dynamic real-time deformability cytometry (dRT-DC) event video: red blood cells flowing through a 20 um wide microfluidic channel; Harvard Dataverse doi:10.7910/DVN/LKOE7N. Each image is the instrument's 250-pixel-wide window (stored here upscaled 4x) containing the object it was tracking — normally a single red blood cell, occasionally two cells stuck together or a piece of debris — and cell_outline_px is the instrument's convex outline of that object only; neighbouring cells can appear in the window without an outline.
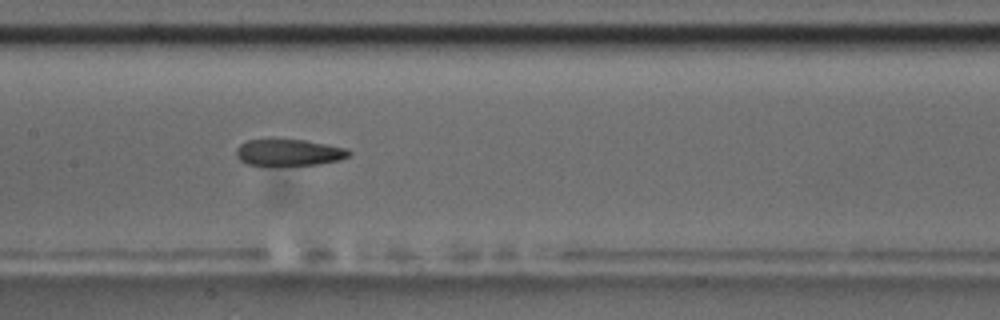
{"species": "common noctule bat (a hibernating species)", "species_latin": "Nyctalus noctula", "temperature_condition": "room temperature", "stored_images_in_passage": 11, "camera_frame_rate_fps": 3000, "um_per_image_px": 0.085, "animal": {"sex": "male", "body_mass_g": 17.5, "forearm_length_mm": 52.3}, "frame": {"image": 1, "passage_image": 8, "time_ms": 9.0, "image_size_px": [1000, 320], "cell_outline_px": [[352, 152], [348, 156], [340, 160], [316, 164], [248, 164], [240, 160], [236, 156], [236, 148], [240, 144], [248, 140], [272, 136], [304, 140], [344, 148]], "centroid_in_image_um": [24.48, 12.9], "position_along_channel_um": 182.9, "area_um2": 17.63}}